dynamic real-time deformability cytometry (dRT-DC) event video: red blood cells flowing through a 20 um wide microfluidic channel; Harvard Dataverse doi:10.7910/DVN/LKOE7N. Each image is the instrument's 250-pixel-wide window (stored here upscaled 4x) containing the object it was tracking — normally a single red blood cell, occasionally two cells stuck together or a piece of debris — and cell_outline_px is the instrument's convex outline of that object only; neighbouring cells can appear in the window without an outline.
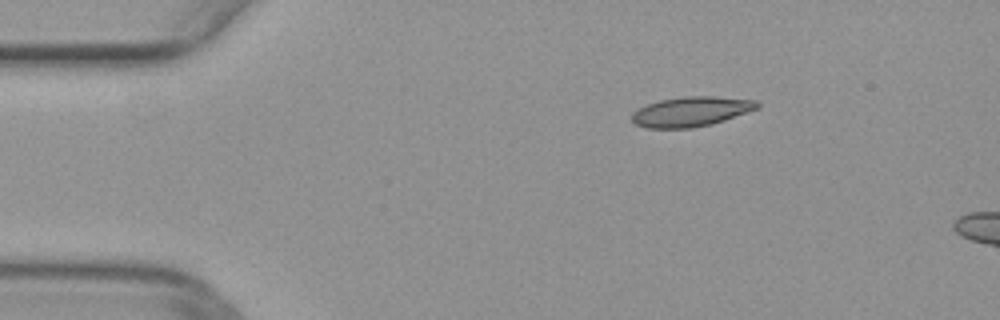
{"species": "common noctule bat (a hibernating species)", "species_latin": "Nyctalus noctula", "temperature_condition": "warm", "stored_images_in_passage": 5, "camera_frame_rate_fps": 3000, "um_per_image_px": 0.085, "animal": {"sex": "female", "body_mass_g": 29.2, "forearm_length_mm": 56.3}, "frame": {"image": 1, "passage_image": 1, "time_ms": 0.0, "image_size_px": [1000, 320], "cell_outline_px": [[760, 108], [712, 124], [692, 128], [644, 128], [636, 124], [632, 120], [632, 112], [648, 104], [660, 100], [684, 96], [712, 96], [756, 100], [760, 104]], "centroid_in_image_um": [58.76, 9.48], "position_along_channel_um": 26.2, "area_um2": 21.79}}